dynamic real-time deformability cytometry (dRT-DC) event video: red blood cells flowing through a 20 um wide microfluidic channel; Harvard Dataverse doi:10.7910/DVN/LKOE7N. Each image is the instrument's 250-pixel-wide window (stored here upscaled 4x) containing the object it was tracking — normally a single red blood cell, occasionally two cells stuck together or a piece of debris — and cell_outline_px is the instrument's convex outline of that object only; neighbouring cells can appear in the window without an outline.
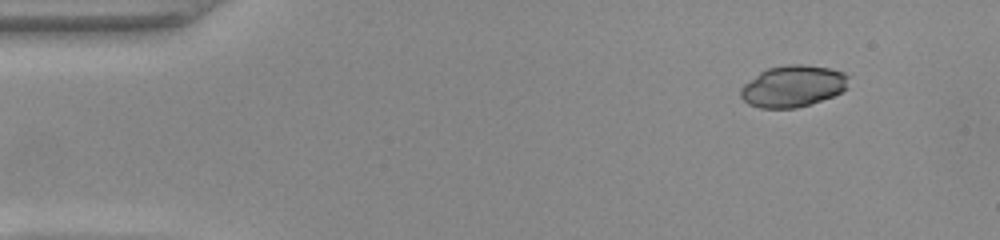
{"species": "common noctule bat (a hibernating species)", "species_latin": "Nyctalus noctula", "temperature_condition": "warm", "stored_images_in_passage": 47, "camera_frame_rate_fps": 3000, "um_per_image_px": 0.085, "animal": {"sex": "female", "body_mass_g": 22.0, "forearm_length_mm": 56.7}, "frame": {"image": 1, "passage_image": 1, "time_ms": 0.0, "image_size_px": [1000, 240], "cell_outline_px": [[848, 88], [832, 96], [796, 108], [760, 108], [748, 104], [740, 96], [740, 88], [744, 84], [760, 72], [768, 68], [792, 64], [800, 64], [828, 68], [844, 72], [848, 76]], "centroid_in_image_um": [67.39, 7.33], "position_along_channel_um": 17.6, "area_um2": 25.95}}
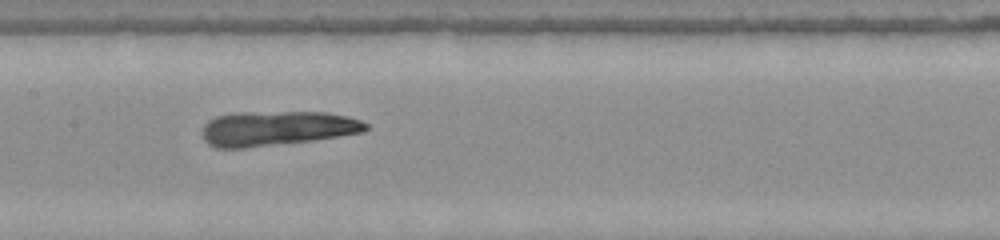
{"frame": {"image": 2, "passage_image": 21, "time_ms": 6.667, "image_size_px": [1000, 240], "cell_outline_px": [[368, 128], [364, 132], [340, 136], [312, 140], [244, 148], [216, 148], [208, 144], [204, 140], [204, 124], [208, 120], [216, 116], [236, 112], [324, 112], [348, 116], [360, 120], [368, 124]], "centroid_in_image_um": [23.53, 10.9], "position_along_channel_um": 183.9, "area_um2": 33.06}}
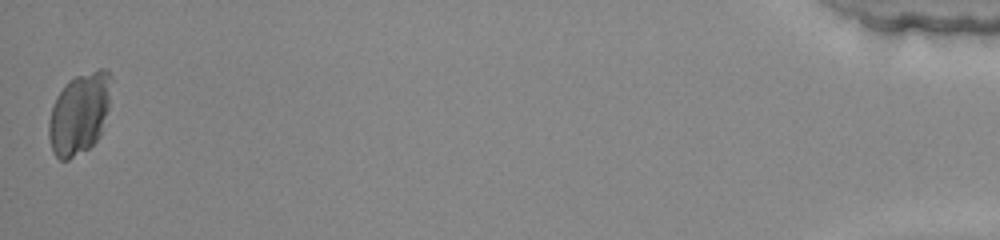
{"frame": {"image": 3, "passage_image": 47, "time_ms": 15.333, "image_size_px": [1000, 240], "cell_outline_px": [[112, 76], [108, 108], [100, 136], [88, 148], [68, 160], [60, 160], [52, 152], [48, 136], [48, 120], [56, 96], [64, 84], [68, 80], [76, 76], [100, 68], [104, 68]], "centroid_in_image_um": [6.73, 9.64], "position_along_channel_um": 428.5, "area_um2": 29.77}}